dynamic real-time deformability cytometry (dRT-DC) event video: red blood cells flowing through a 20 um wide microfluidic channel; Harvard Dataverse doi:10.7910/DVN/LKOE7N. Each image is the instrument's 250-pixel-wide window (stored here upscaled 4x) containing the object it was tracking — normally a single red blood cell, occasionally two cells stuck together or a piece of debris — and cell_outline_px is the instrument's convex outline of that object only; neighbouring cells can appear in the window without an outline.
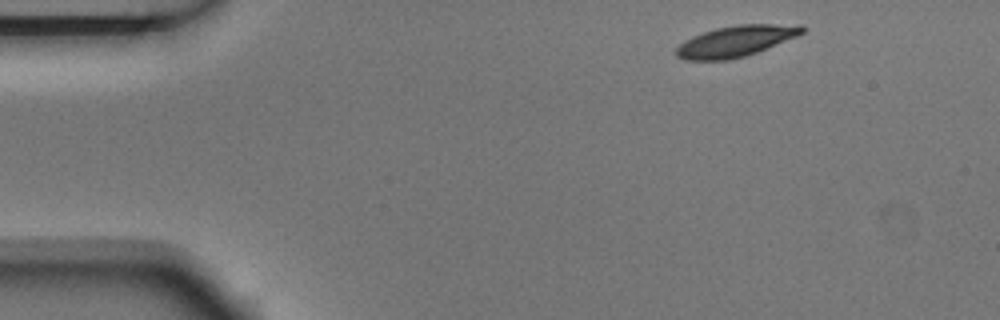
{"species": "Egyptian fruit bat (a non-hibernating species)", "species_latin": "Rousettus aegyptiacus", "temperature_condition": "room temperature", "stored_images_in_passage": 5, "camera_frame_rate_fps": 3000, "um_per_image_px": 0.085, "animal": {"sex": "male"}, "frame": {"image": 1, "passage_image": 1, "time_ms": 0.0, "image_size_px": [1000, 320], "cell_outline_px": [[804, 32], [796, 36], [756, 52], [744, 56], [728, 60], [684, 60], [676, 56], [676, 48], [684, 40], [692, 36], [716, 28], [736, 24], [804, 24]], "centroid_in_image_um": [62.52, 3.49], "position_along_channel_um": 22.5, "area_um2": 22.66}}
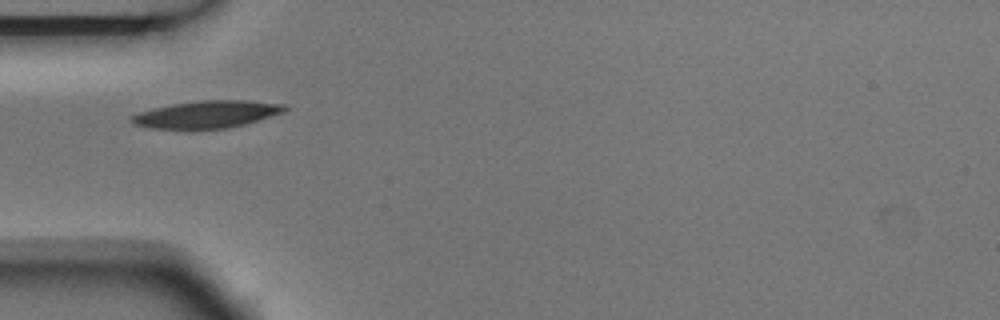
{"frame": {"image": 2, "passage_image": 4, "time_ms": 1.0, "image_size_px": [1000, 320], "cell_outline_px": [[288, 108], [284, 112], [244, 124], [228, 128], [152, 128], [132, 124], [128, 120], [132, 116], [140, 112], [152, 108], [172, 104], [200, 100], [244, 100], [288, 104]], "centroid_in_image_um": [17.59, 9.7], "position_along_channel_um": 67.4, "area_um2": 24.16}}
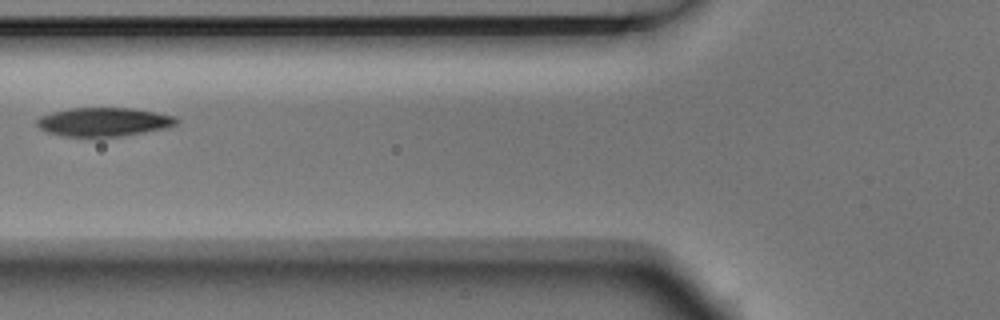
{"frame": {"image": 3, "passage_image": 5, "time_ms": 1.333, "image_size_px": [1000, 320], "cell_outline_px": [[180, 124], [168, 128], [124, 136], [100, 140], [64, 136], [48, 132], [40, 128], [36, 124], [36, 120], [40, 116], [52, 112], [72, 108], [132, 108], [156, 112], [176, 116], [180, 120]], "centroid_in_image_um": [8.87, 10.41], "position_along_channel_um": 116.9, "area_um2": 24.39}}